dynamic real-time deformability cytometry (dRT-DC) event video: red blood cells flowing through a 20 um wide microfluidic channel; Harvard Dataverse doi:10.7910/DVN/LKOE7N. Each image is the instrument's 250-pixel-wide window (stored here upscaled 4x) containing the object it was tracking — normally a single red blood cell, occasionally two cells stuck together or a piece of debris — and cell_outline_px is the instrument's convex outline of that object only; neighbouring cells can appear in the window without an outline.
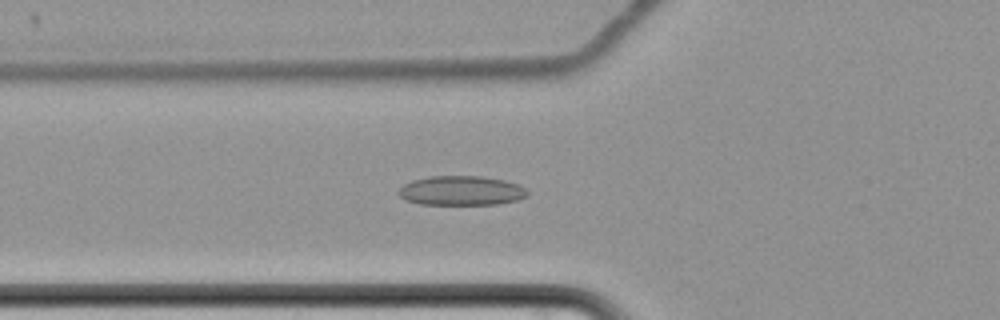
{"species": "common noctule bat (a hibernating species)", "species_latin": "Nyctalus noctula", "temperature_condition": "cold", "stored_images_in_passage": 41, "camera_frame_rate_fps": 3000, "um_per_image_px": 0.085, "animal": {"sex": "female", "body_mass_g": 22.7, "forearm_length_mm": 54.2}, "frame": {"image": 1, "passage_image": 3, "time_ms": 0.667, "image_size_px": [1000, 320], "cell_outline_px": [[528, 196], [516, 200], [496, 204], [420, 204], [404, 200], [396, 192], [404, 184], [412, 180], [428, 176], [480, 176], [504, 180], [520, 184], [528, 192]], "centroid_in_image_um": [39.19, 16.2], "position_along_channel_um": 86.6, "area_um2": 22.2}}
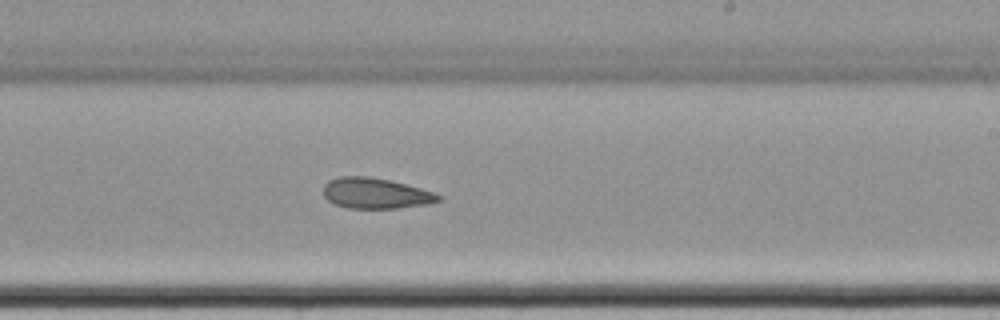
{"frame": {"image": 2, "passage_image": 18, "time_ms": 5.667, "image_size_px": [1000, 320], "cell_outline_px": [[444, 200], [428, 204], [400, 208], [348, 208], [336, 204], [328, 200], [324, 196], [324, 184], [328, 180], [340, 176], [368, 176], [388, 180], [420, 188], [444, 196]], "centroid_in_image_um": [31.95, 16.43], "position_along_channel_um": 257.0, "area_um2": 20.58}}
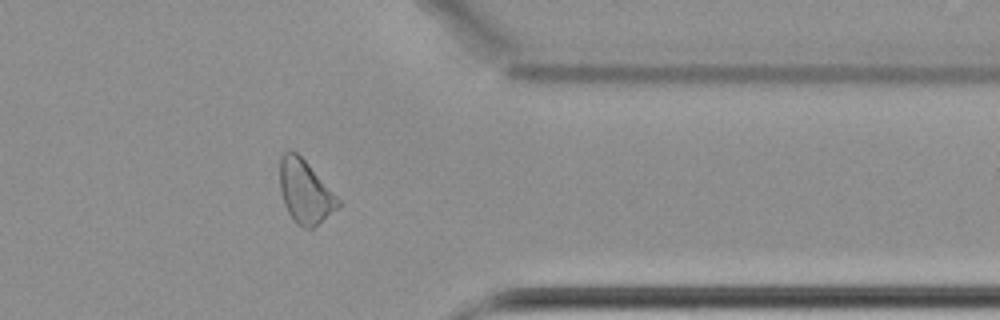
{"frame": {"image": 3, "passage_image": 30, "time_ms": 9.667, "image_size_px": [1000, 320], "cell_outline_px": [[340, 204], [336, 208], [312, 228], [304, 228], [296, 224], [292, 220], [284, 204], [280, 192], [280, 156], [284, 152], [292, 148], [308, 164], [340, 200]], "centroid_in_image_um": [25.88, 16.28], "position_along_channel_um": 385.5, "area_um2": 21.15}}